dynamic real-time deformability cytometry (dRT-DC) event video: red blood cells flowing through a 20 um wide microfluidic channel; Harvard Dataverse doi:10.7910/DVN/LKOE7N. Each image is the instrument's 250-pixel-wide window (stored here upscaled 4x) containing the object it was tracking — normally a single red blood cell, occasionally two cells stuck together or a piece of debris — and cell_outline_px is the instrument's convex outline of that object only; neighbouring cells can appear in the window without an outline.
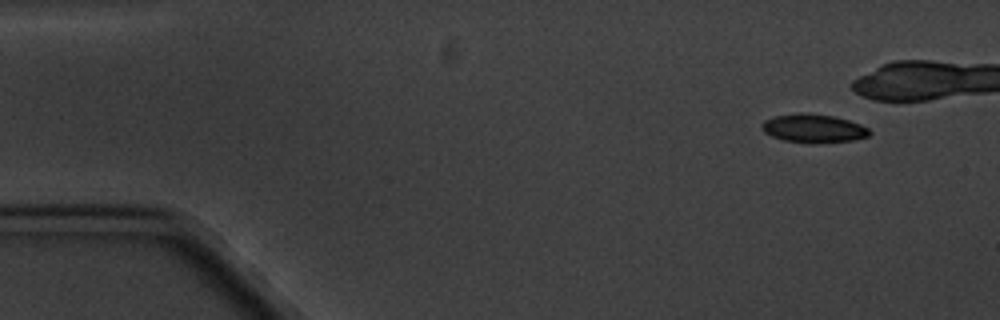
{"species": "common noctule bat (a hibernating species)", "species_latin": "Nyctalus noctula", "temperature_condition": "cold", "stored_images_in_passage": 9, "camera_frame_rate_fps": 3000, "um_per_image_px": 0.085, "animal": {"sex": "male", "body_mass_g": 20.1, "forearm_length_mm": 53.5}, "frame": {"image": 1, "passage_image": 1, "time_ms": 0.0, "image_size_px": [1000, 320], "cell_outline_px": [[872, 132], [868, 136], [852, 140], [816, 144], [784, 140], [772, 136], [764, 132], [760, 124], [764, 120], [776, 116], [800, 112], [804, 112], [836, 116], [860, 124], [868, 128]], "centroid_in_image_um": [69.15, 10.91], "position_along_channel_um": 15.8, "area_um2": 18.03}}